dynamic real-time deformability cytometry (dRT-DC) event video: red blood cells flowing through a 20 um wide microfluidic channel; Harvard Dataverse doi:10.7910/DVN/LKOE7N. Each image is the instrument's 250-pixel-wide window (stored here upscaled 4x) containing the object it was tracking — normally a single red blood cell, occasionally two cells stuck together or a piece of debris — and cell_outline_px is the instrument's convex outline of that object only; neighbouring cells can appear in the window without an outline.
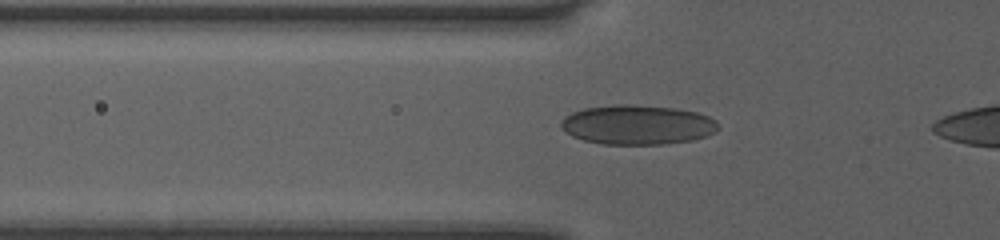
{"species": "human", "species_latin": "Homo sapiens", "temperature_condition": "room temperature", "stored_images_in_passage": 8, "camera_frame_rate_fps": 3000, "um_per_image_px": 0.085, "donor": {"sex": "female"}, "frame": {"image": 1, "passage_image": 5, "time_ms": 1.333, "image_size_px": [1000, 240], "cell_outline_px": [[720, 128], [704, 136], [692, 140], [664, 144], [600, 144], [584, 140], [572, 136], [564, 132], [560, 128], [560, 124], [564, 116], [572, 112], [584, 108], [616, 104], [628, 104], [676, 108], [696, 112], [708, 116], [716, 120]], "centroid_in_image_um": [54.14, 10.6], "position_along_channel_um": 71.7, "area_um2": 36.36}}